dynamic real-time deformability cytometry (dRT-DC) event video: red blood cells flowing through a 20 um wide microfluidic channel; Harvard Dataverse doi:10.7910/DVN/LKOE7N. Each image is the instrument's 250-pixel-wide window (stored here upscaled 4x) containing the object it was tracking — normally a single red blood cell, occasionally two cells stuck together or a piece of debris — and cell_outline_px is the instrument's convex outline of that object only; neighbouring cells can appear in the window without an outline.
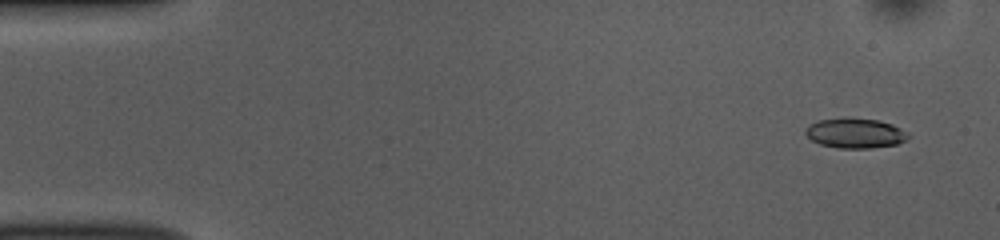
{"species": "common noctule bat (a hibernating species)", "species_latin": "Nyctalus noctula", "temperature_condition": "room temperature", "stored_images_in_passage": 52, "camera_frame_rate_fps": 3000, "um_per_image_px": 0.085, "animal": {"sex": "female", "body_mass_g": 10.0, "forearm_length_mm": 53.1}, "frame": {"image": 1, "passage_image": 3, "time_ms": 0.667, "image_size_px": [1000, 240], "cell_outline_px": [[908, 136], [904, 140], [896, 144], [868, 148], [840, 148], [820, 144], [812, 140], [804, 132], [804, 128], [808, 124], [816, 120], [880, 120], [892, 124], [908, 132]], "centroid_in_image_um": [72.66, 11.34], "position_along_channel_um": 12.3, "area_um2": 17.28}}
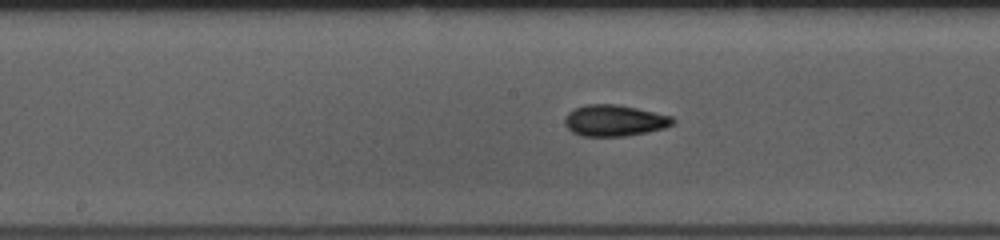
{"frame": {"image": 2, "passage_image": 26, "time_ms": 8.333, "image_size_px": [1000, 240], "cell_outline_px": [[676, 120], [672, 124], [664, 128], [648, 132], [624, 136], [580, 136], [572, 132], [564, 124], [564, 120], [568, 112], [572, 108], [584, 104], [616, 104], [636, 108], [672, 116]], "centroid_in_image_um": [52.19, 10.24], "position_along_channel_um": 196.0, "area_um2": 19.83}}
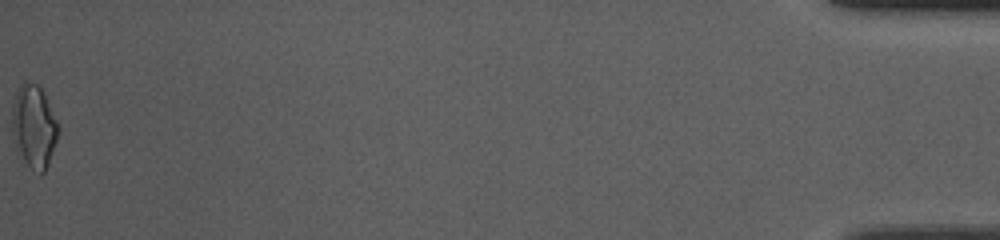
{"frame": {"image": 3, "passage_image": 52, "time_ms": 17.0, "image_size_px": [1000, 240], "cell_outline_px": [[56, 140], [48, 164], [44, 172], [40, 176], [32, 172], [16, 152], [12, 136], [12, 104], [16, 92], [20, 84], [24, 80], [36, 84], [44, 92], [56, 120]], "centroid_in_image_um": [2.82, 10.79], "position_along_channel_um": 432.4, "area_um2": 22.48}, "authors_computed_cell_mechanics": {"area_um2": 18.6694, "velocity_mm_per_s": 3.8646, "shape_relaxation_time_tau1_ms": 6.6009, "shape_relaxation_time_tau2_ms": 2.3383, "deformation_change_tau1": 0.1586, "deformation_change_tau2": 0.0767}}